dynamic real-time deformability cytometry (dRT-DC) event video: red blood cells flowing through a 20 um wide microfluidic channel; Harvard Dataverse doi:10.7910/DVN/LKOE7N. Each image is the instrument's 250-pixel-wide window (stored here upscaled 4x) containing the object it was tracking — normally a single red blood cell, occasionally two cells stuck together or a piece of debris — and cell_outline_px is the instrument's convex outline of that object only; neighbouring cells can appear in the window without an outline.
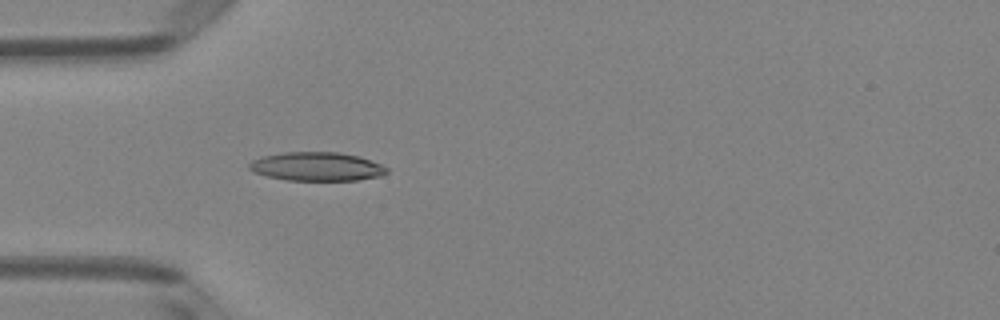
{"species": "Egyptian fruit bat (a non-hibernating species)", "species_latin": "Rousettus aegyptiacus", "temperature_condition": "room temperature", "stored_images_in_passage": 4, "camera_frame_rate_fps": 3000, "um_per_image_px": 0.085, "animal": {"sex": "female"}, "frame": {"image": 1, "passage_image": 4, "time_ms": 1.0, "image_size_px": [1000, 320], "cell_outline_px": [[388, 172], [380, 176], [356, 180], [288, 180], [268, 176], [256, 172], [248, 168], [248, 164], [252, 160], [264, 156], [284, 152], [336, 152], [360, 156], [380, 164], [388, 168]], "centroid_in_image_um": [26.94, 14.15], "position_along_channel_um": 58.1, "area_um2": 22.83}}